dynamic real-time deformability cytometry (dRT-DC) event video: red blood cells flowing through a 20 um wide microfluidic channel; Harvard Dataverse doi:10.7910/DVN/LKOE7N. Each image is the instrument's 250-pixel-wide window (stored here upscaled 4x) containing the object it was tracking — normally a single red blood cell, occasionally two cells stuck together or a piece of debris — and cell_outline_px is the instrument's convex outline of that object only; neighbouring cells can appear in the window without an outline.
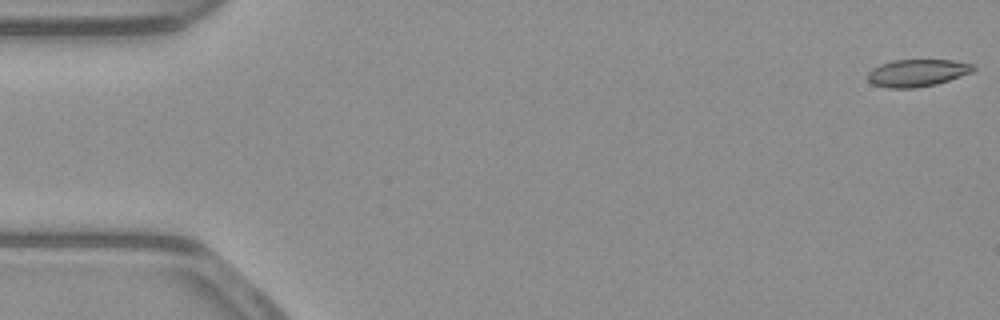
{"species": "common noctule bat (a hibernating species)", "species_latin": "Nyctalus noctula", "temperature_condition": "warm", "stored_images_in_passage": 53, "camera_frame_rate_fps": 3000, "um_per_image_px": 0.085, "animal": {"sex": "male", "body_mass_g": 23.1, "forearm_length_mm": 52.7}, "frame": {"image": 1, "passage_image": 1, "time_ms": 0.0, "image_size_px": [1000, 320], "cell_outline_px": [[976, 68], [972, 72], [936, 84], [916, 88], [888, 88], [872, 84], [868, 80], [868, 72], [872, 68], [880, 64], [892, 60], [952, 60], [972, 64]], "centroid_in_image_um": [77.93, 6.19], "position_along_channel_um": 7.1, "area_um2": 16.76}}
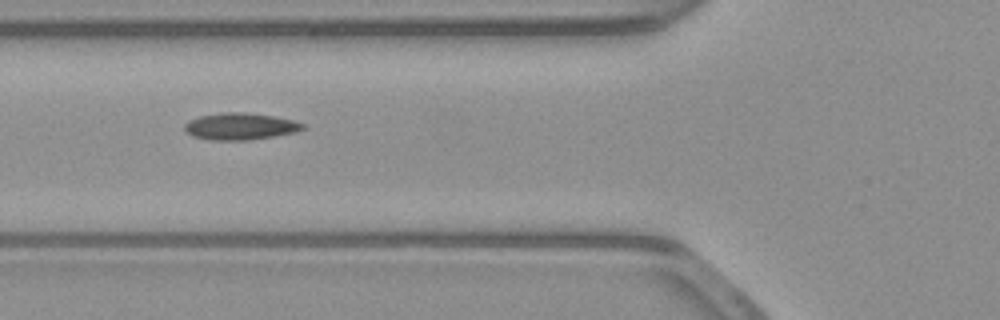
{"frame": {"image": 2, "passage_image": 20, "time_ms": 6.333, "image_size_px": [1000, 320], "cell_outline_px": [[304, 128], [292, 132], [252, 140], [212, 140], [192, 136], [184, 128], [184, 124], [188, 120], [200, 116], [220, 112], [244, 112], [272, 116], [292, 120], [304, 124]], "centroid_in_image_um": [20.36, 10.73], "position_along_channel_um": 105.4, "area_um2": 18.26}}
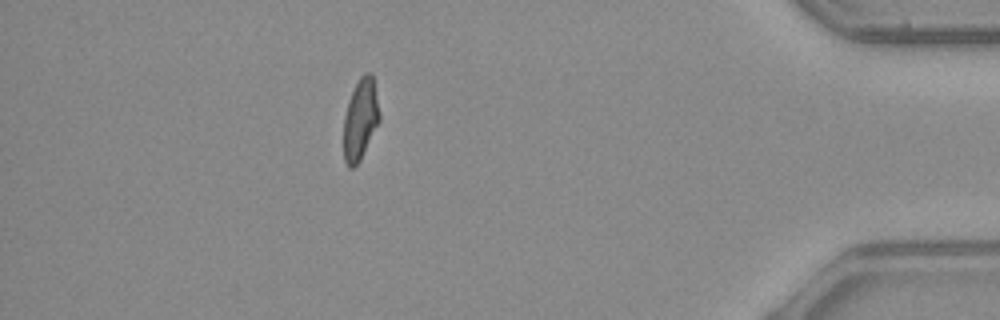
{"frame": {"image": 3, "passage_image": 47, "time_ms": 15.333, "image_size_px": [1000, 320], "cell_outline_px": [[380, 120], [360, 160], [352, 168], [348, 168], [344, 160], [344, 116], [348, 100], [360, 76], [364, 72], [372, 72], [380, 116]], "centroid_in_image_um": [30.63, 10.13], "position_along_channel_um": 404.6, "area_um2": 16.82}, "authors_computed_cell_mechanics": {"area_um2": 17.5712, "velocity_mm_per_s": 3.9065, "shape_relaxation_time_tau1_ms": null, "shape_relaxation_time_tau2_ms": 5.1665, "deformation_change_tau1": null, "deformation_change_tau2": 0.1128}}